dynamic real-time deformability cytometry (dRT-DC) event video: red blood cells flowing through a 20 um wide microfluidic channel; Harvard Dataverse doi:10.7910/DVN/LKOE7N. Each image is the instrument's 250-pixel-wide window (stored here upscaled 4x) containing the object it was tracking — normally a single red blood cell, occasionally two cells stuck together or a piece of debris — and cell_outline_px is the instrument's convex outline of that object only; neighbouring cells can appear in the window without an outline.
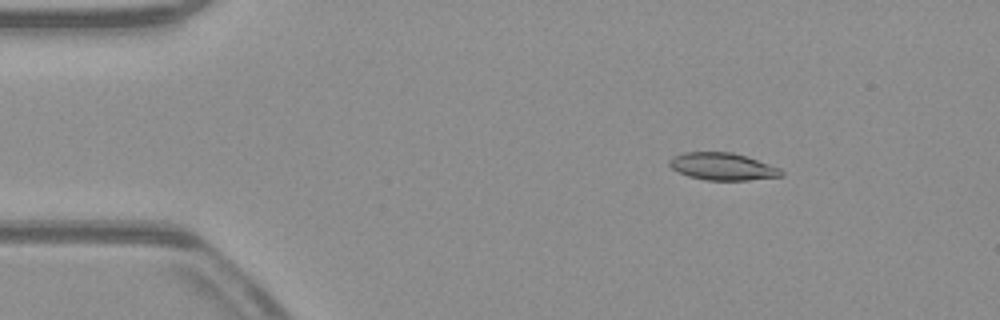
{"species": "common noctule bat (a hibernating species)", "species_latin": "Nyctalus noctula", "temperature_condition": "warm", "stored_images_in_passage": 54, "segment_of_instrument_passage": [1, 2], "camera_frame_rate_fps": 3000, "um_per_image_px": 0.085, "animal": {"sex": "male", "body_mass_g": 23.1, "forearm_length_mm": 52.7}, "frame": {"image": 1, "passage_image": 8, "time_ms": 2.333, "image_size_px": [1000, 320], "cell_outline_px": [[784, 176], [748, 180], [708, 180], [688, 176], [672, 168], [668, 164], [668, 160], [672, 156], [684, 152], [732, 152], [780, 168], [784, 172]], "centroid_in_image_um": [61.4, 14.15], "position_along_channel_um": 23.6, "area_um2": 17.69}}
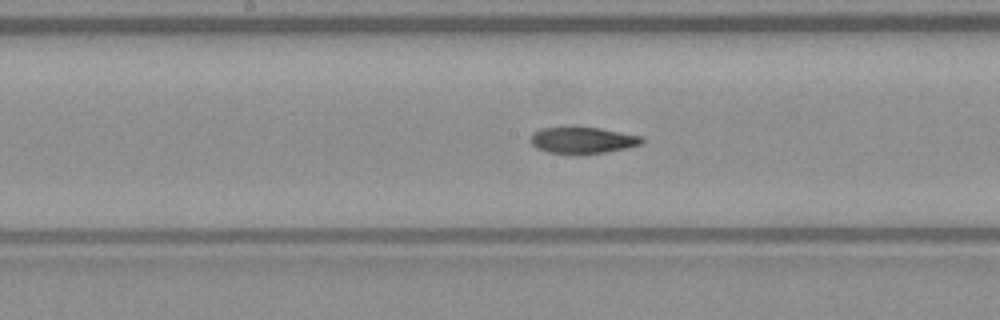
{"frame": {"image": 2, "passage_image": 27, "time_ms": 8.667, "image_size_px": [1000, 320], "cell_outline_px": [[644, 140], [640, 144], [628, 148], [580, 156], [576, 156], [548, 152], [536, 148], [528, 140], [532, 132], [540, 128], [600, 128], [640, 136]], "centroid_in_image_um": [49.46, 11.96], "position_along_channel_um": 198.7, "area_um2": 17.4}}
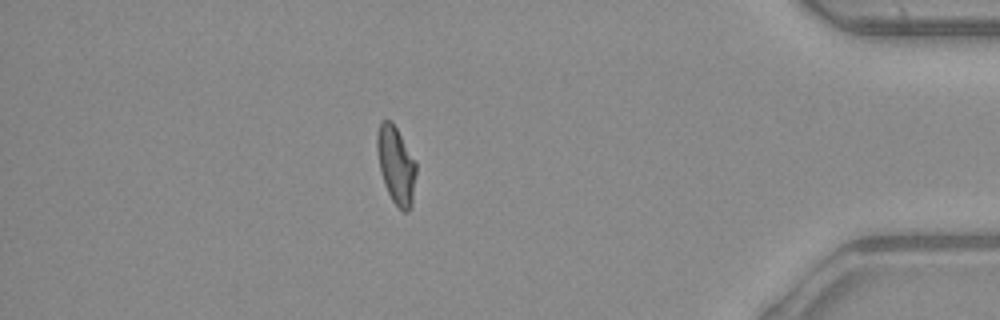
{"frame": {"image": 3, "passage_image": 46, "time_ms": 15.0, "image_size_px": [1000, 320], "cell_outline_px": [[416, 172], [412, 204], [408, 212], [404, 212], [392, 200], [384, 184], [380, 168], [376, 148], [376, 136], [380, 120], [392, 120], [416, 160]], "centroid_in_image_um": [33.67, 13.99], "position_along_channel_um": 401.5, "area_um2": 17.8}}